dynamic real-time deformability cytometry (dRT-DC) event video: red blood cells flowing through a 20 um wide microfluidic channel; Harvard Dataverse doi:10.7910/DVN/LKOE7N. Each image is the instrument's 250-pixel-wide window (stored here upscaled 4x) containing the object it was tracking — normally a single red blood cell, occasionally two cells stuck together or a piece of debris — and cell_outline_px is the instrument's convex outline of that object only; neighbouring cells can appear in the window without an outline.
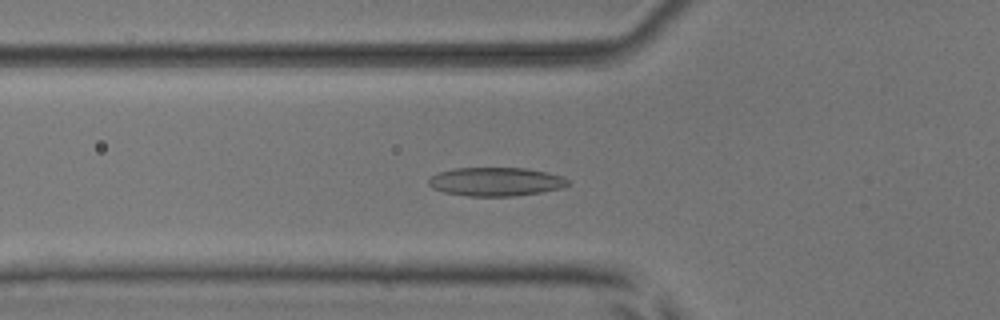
{"species": "common noctule bat (a hibernating species)", "species_latin": "Nyctalus noctula", "temperature_condition": "room temperature", "stored_images_in_passage": 53, "camera_frame_rate_fps": 3000, "um_per_image_px": 0.085, "animal": {"sex": "male", "body_mass_g": 17.9, "forearm_length_mm": 54.2}, "frame": {"image": 1, "passage_image": 19, "time_ms": 6.0, "image_size_px": [1000, 320], "cell_outline_px": [[568, 184], [560, 188], [540, 192], [512, 196], [468, 196], [444, 192], [432, 188], [428, 184], [428, 180], [432, 176], [440, 172], [456, 168], [524, 168], [548, 172], [564, 176], [568, 180]], "centroid_in_image_um": [42.14, 15.44], "position_along_channel_um": 83.7, "area_um2": 23.12}}
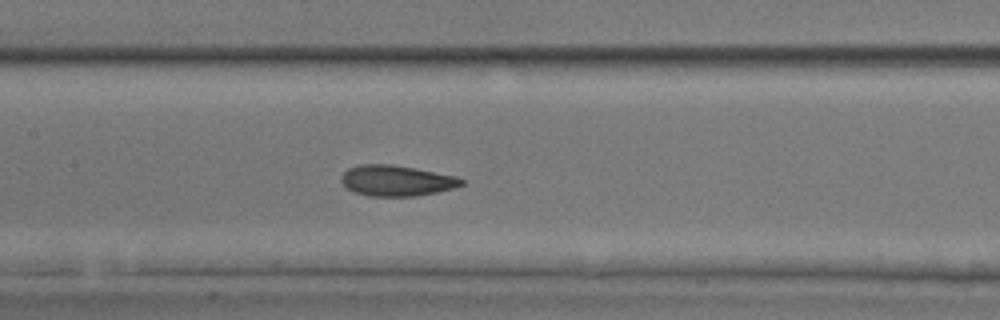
{"frame": {"image": 2, "passage_image": 26, "time_ms": 8.333, "image_size_px": [1000, 320], "cell_outline_px": [[464, 184], [452, 188], [436, 192], [412, 196], [368, 196], [352, 192], [340, 180], [340, 176], [348, 168], [360, 164], [392, 164], [456, 176], [464, 180]], "centroid_in_image_um": [33.66, 15.35], "position_along_channel_um": 173.7, "area_um2": 21.44}}
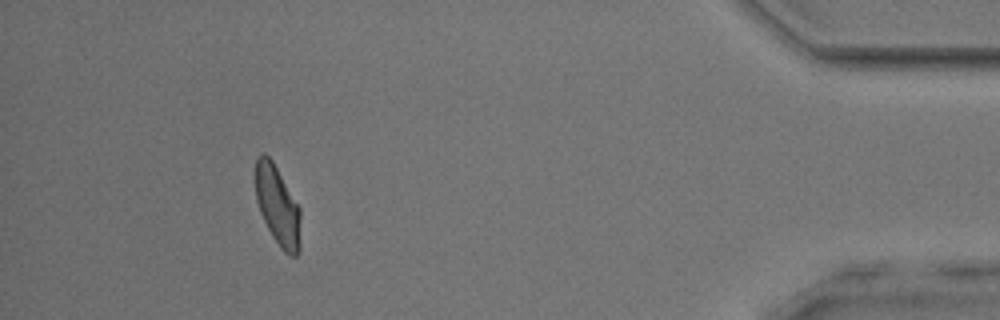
{"frame": {"image": 3, "passage_image": 49, "time_ms": 16.0, "image_size_px": [1000, 320], "cell_outline_px": [[300, 252], [296, 256], [288, 256], [280, 248], [272, 236], [260, 212], [256, 200], [256, 156], [264, 152], [272, 160], [300, 208]], "centroid_in_image_um": [23.61, 17.52], "position_along_channel_um": 411.6, "area_um2": 20.92}, "authors_computed_cell_mechanics": {"area_um2": 21.5594, "velocity_mm_per_s": 3.8503, "shape_relaxation_time_tau1_ms": 3.5715, "shape_relaxation_time_tau2_ms": 1.6504, "deformation_change_tau1": 0.1212, "deformation_change_tau2": 0.0804}}